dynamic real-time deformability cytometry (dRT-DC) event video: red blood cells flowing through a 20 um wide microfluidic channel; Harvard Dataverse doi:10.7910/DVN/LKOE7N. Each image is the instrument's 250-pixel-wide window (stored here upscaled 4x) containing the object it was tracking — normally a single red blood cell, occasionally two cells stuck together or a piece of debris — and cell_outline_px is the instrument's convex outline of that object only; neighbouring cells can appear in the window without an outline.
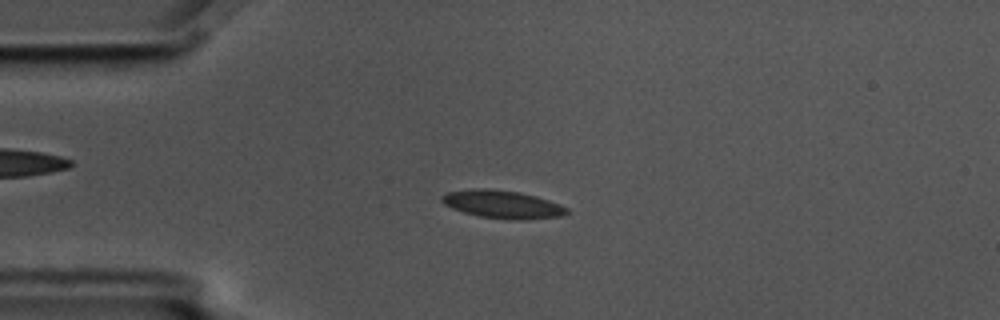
{"species": "common noctule bat (a hibernating species)", "species_latin": "Nyctalus noctula", "temperature_condition": "cold", "stored_images_in_passage": 5, "camera_frame_rate_fps": 3000, "um_per_image_px": 0.085, "animal": {"sex": "male", "body_mass_g": 17.5, "forearm_length_mm": 52.3}, "frame": {"image": 1, "passage_image": 3, "time_ms": 0.667, "image_size_px": [1000, 320], "cell_outline_px": [[568, 212], [564, 216], [520, 220], [512, 220], [480, 216], [464, 212], [452, 208], [444, 204], [440, 200], [440, 196], [448, 192], [476, 188], [488, 188], [516, 192], [536, 196], [560, 204], [568, 208]], "centroid_in_image_um": [42.71, 17.37], "position_along_channel_um": 42.3, "area_um2": 20.29}}